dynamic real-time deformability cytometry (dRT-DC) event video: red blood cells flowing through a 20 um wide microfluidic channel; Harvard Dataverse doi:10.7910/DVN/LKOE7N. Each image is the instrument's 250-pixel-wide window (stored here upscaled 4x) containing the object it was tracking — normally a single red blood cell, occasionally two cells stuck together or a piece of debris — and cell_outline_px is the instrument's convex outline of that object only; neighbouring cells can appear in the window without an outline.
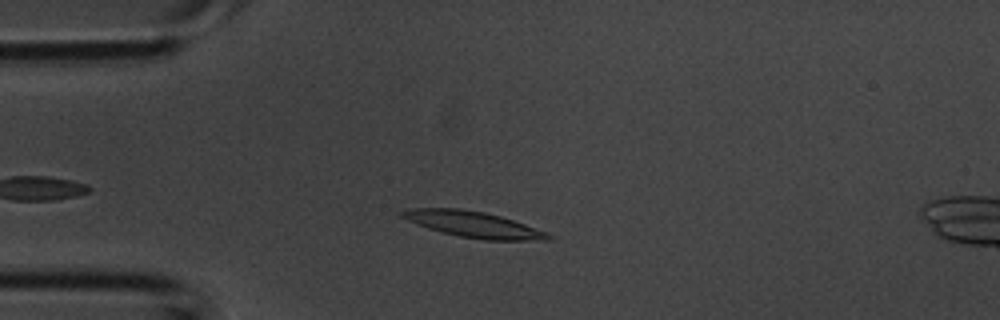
{"species": "common noctule bat (a hibernating species)", "species_latin": "Nyctalus noctula", "temperature_condition": "room temperature", "stored_images_in_passage": 28, "camera_frame_rate_fps": 3000, "um_per_image_px": 0.085, "animal": {"sex": "male", "body_mass_g": 20.1, "forearm_length_mm": 53.5}, "frame": {"image": 1, "passage_image": 7, "time_ms": 2.0, "image_size_px": [1000, 320], "cell_outline_px": [[556, 236], [552, 240], [484, 240], [460, 236], [428, 228], [416, 224], [400, 216], [396, 212], [408, 208], [460, 208], [484, 212], [500, 216], [548, 232]], "centroid_in_image_um": [40.25, 19.07], "position_along_channel_um": 44.8, "area_um2": 22.2}}
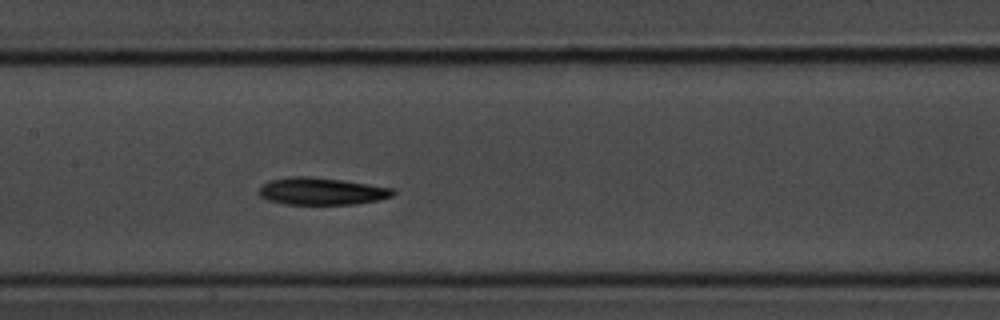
{"frame": {"image": 2, "passage_image": 16, "time_ms": 5.0, "image_size_px": [1000, 320], "cell_outline_px": [[396, 192], [392, 196], [380, 200], [356, 204], [284, 204], [268, 200], [260, 196], [260, 188], [268, 180], [288, 176], [312, 176], [344, 180], [396, 188]], "centroid_in_image_um": [27.38, 16.24], "position_along_channel_um": 180.0, "area_um2": 21.56}}
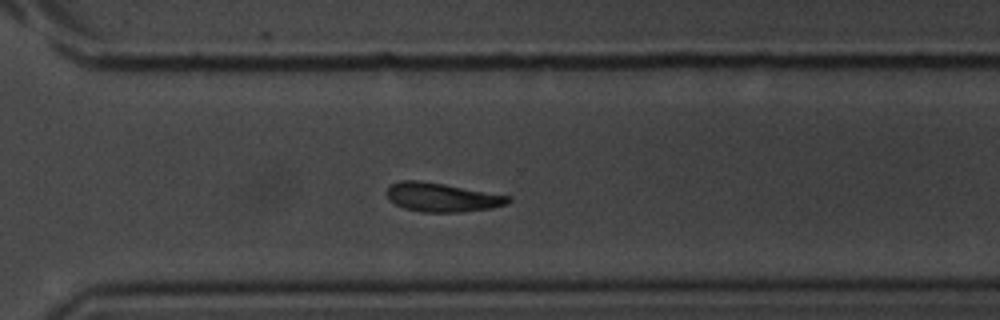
{"frame": {"image": 3, "passage_image": 25, "time_ms": 8.0, "image_size_px": [1000, 320], "cell_outline_px": [[512, 200], [508, 204], [492, 208], [460, 212], [424, 212], [404, 208], [396, 204], [388, 196], [388, 188], [392, 184], [400, 180], [420, 180], [444, 184], [512, 196]], "centroid_in_image_um": [37.64, 16.77], "position_along_channel_um": 333.0, "area_um2": 20.35}}